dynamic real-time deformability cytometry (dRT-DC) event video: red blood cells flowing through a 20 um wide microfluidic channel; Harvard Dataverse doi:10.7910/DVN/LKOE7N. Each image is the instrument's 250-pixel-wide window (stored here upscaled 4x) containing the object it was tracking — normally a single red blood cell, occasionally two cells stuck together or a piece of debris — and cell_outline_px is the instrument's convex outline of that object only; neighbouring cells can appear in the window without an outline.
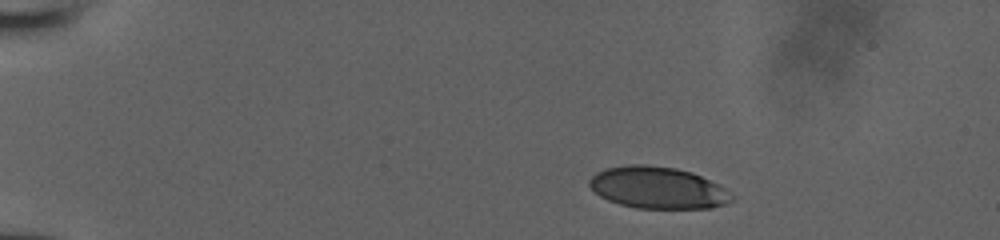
{"species": "human", "species_latin": "Homo sapiens", "temperature_condition": "room temperature", "stored_images_in_passage": 43, "camera_frame_rate_fps": 3000, "um_per_image_px": 0.085, "donor": {"sex": "male"}, "frame": {"image": 1, "passage_image": 1, "time_ms": 0.0, "image_size_px": [1000, 240], "cell_outline_px": [[736, 200], [712, 208], [636, 208], [620, 204], [608, 200], [600, 196], [588, 184], [588, 180], [596, 172], [604, 168], [628, 164], [644, 164], [676, 168], [692, 172], [724, 188], [736, 196]], "centroid_in_image_um": [55.91, 15.95], "position_along_channel_um": 29.1, "area_um2": 34.8}}
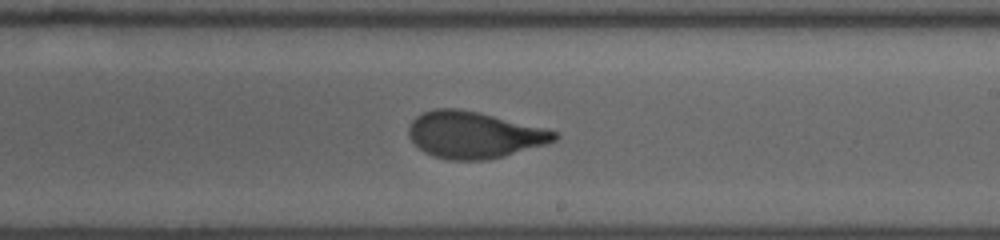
{"frame": {"image": 2, "passage_image": 24, "time_ms": 7.667, "image_size_px": [1000, 240], "cell_outline_px": [[560, 136], [556, 140], [548, 144], [504, 156], [484, 160], [448, 160], [432, 156], [424, 152], [408, 136], [408, 128], [412, 120], [416, 116], [424, 112], [436, 108], [460, 108], [480, 112], [560, 132]], "centroid_in_image_um": [40.31, 11.46], "position_along_channel_um": 248.7, "area_um2": 39.88}}
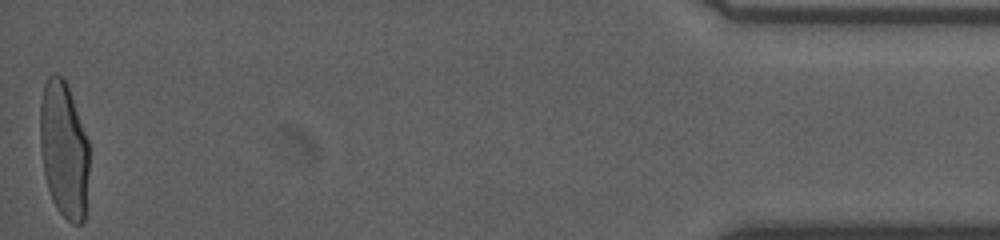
{"frame": {"image": 3, "passage_image": 43, "time_ms": 14.0, "image_size_px": [1000, 240], "cell_outline_px": [[88, 172], [84, 220], [80, 224], [72, 224], [56, 208], [52, 200], [44, 176], [40, 144], [40, 104], [44, 84], [48, 76], [52, 72], [56, 72], [64, 76], [68, 84], [88, 140]], "centroid_in_image_um": [5.42, 12.66], "position_along_channel_um": 429.8, "area_um2": 39.36}}